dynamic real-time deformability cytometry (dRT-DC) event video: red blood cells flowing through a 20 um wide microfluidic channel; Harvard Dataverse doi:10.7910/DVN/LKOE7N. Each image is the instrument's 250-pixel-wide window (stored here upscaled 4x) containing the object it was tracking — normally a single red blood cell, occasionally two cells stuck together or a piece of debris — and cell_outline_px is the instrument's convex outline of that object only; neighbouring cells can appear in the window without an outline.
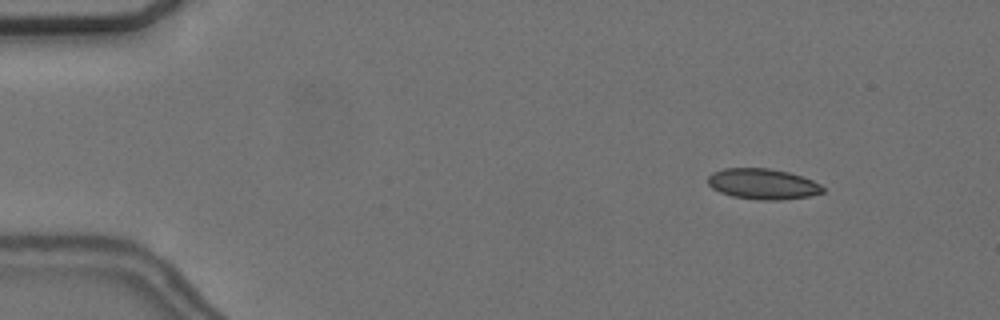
{"species": "common noctule bat (a hibernating species)", "species_latin": "Nyctalus noctula", "temperature_condition": "cold", "stored_images_in_passage": 55, "camera_frame_rate_fps": 3000, "um_per_image_px": 0.085, "animal": {"sex": "female", "body_mass_g": 24.6, "forearm_length_mm": 56.2}, "frame": {"image": 1, "passage_image": 6, "time_ms": 1.667, "image_size_px": [1000, 320], "cell_outline_px": [[824, 192], [808, 196], [780, 200], [760, 200], [732, 196], [720, 192], [712, 188], [708, 184], [708, 176], [712, 172], [724, 168], [768, 168], [788, 172], [812, 180], [820, 184], [824, 188]], "centroid_in_image_um": [64.81, 15.63], "position_along_channel_um": 20.2, "area_um2": 20.46}}
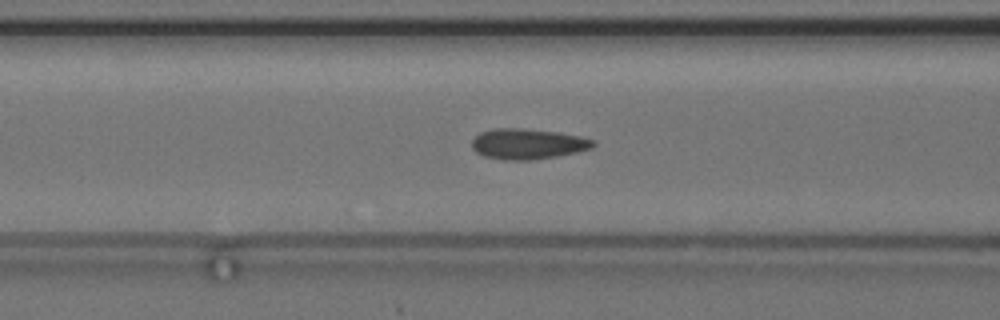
{"frame": {"image": 2, "passage_image": 22, "time_ms": 7.0, "image_size_px": [1000, 320], "cell_outline_px": [[596, 144], [592, 148], [576, 152], [556, 156], [532, 160], [504, 160], [484, 156], [476, 152], [472, 148], [472, 140], [480, 132], [492, 128], [524, 128], [560, 132], [580, 136], [596, 140]], "centroid_in_image_um": [44.87, 12.22], "position_along_channel_um": 121.7, "area_um2": 21.79}}
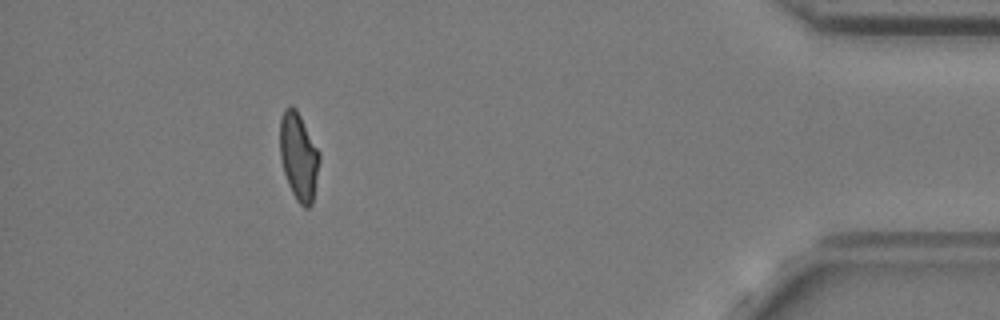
{"frame": {"image": 3, "passage_image": 50, "time_ms": 16.333, "image_size_px": [1000, 320], "cell_outline_px": [[320, 160], [312, 204], [308, 208], [304, 208], [296, 200], [288, 184], [284, 172], [280, 156], [280, 116], [284, 108], [288, 104], [292, 104], [296, 108], [320, 152]], "centroid_in_image_um": [25.38, 13.26], "position_along_channel_um": 409.8, "area_um2": 20.35}, "authors_computed_cell_mechanics": {"area_um2": 20.6346, "velocity_mm_per_s": 3.6817, "shape_relaxation_time_tau1_ms": null, "shape_relaxation_time_tau2_ms": 1.6652, "deformation_change_tau1": null, "deformation_change_tau2": 0.0628}}